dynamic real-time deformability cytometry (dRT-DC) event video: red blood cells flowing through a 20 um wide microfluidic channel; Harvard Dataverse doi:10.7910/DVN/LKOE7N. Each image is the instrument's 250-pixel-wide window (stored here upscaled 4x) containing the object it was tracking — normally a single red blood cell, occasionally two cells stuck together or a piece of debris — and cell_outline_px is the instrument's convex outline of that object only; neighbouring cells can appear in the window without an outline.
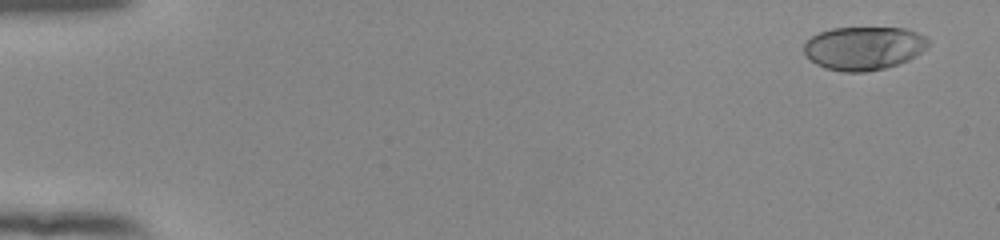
{"species": "human", "species_latin": "Homo sapiens", "temperature_condition": "room temperature", "stored_images_in_passage": 49, "camera_frame_rate_fps": 3000, "um_per_image_px": 0.085, "donor": {"sex": "female"}, "frame": {"image": 1, "passage_image": 3, "time_ms": 0.667, "image_size_px": [1000, 240], "cell_outline_px": [[928, 44], [920, 52], [908, 60], [884, 68], [864, 72], [844, 72], [824, 68], [816, 64], [804, 52], [804, 44], [812, 36], [820, 32], [832, 28], [904, 28], [928, 36]], "centroid_in_image_um": [73.41, 4.09], "position_along_channel_um": 11.6, "area_um2": 31.21}}
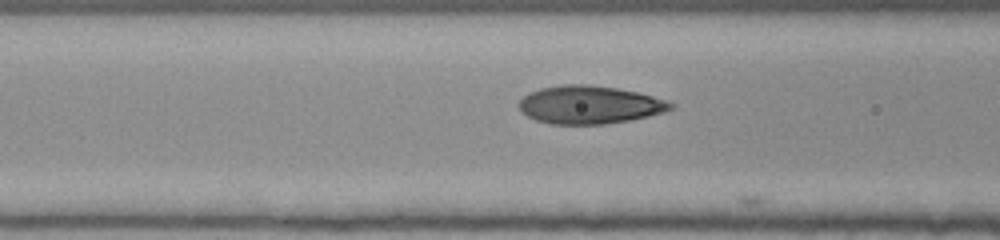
{"frame": {"image": 2, "passage_image": 23, "time_ms": 7.333, "image_size_px": [1000, 240], "cell_outline_px": [[676, 108], [664, 112], [648, 116], [628, 120], [604, 124], [548, 124], [536, 120], [520, 112], [516, 104], [528, 92], [540, 88], [560, 84], [588, 84], [616, 88], [636, 92], [652, 96], [676, 104]], "centroid_in_image_um": [50.07, 8.9], "position_along_channel_um": 116.5, "area_um2": 33.87}}
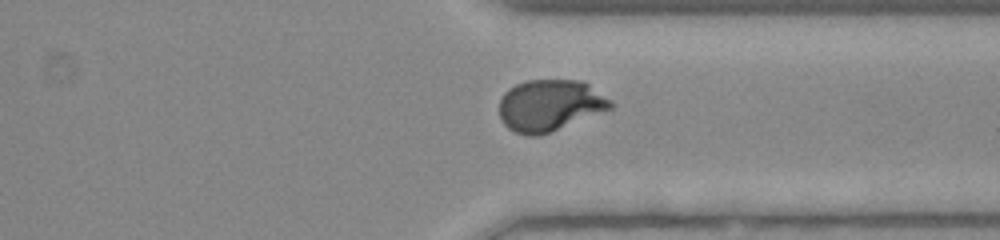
{"frame": {"image": 3, "passage_image": 42, "time_ms": 13.667, "image_size_px": [1000, 240], "cell_outline_px": [[616, 104], [612, 108], [540, 136], [528, 136], [516, 132], [508, 128], [504, 124], [500, 116], [500, 100], [504, 92], [508, 88], [516, 84], [528, 80], [580, 80], [588, 84], [612, 100]], "centroid_in_image_um": [46.74, 8.95], "position_along_channel_um": 364.7, "area_um2": 33.41}}